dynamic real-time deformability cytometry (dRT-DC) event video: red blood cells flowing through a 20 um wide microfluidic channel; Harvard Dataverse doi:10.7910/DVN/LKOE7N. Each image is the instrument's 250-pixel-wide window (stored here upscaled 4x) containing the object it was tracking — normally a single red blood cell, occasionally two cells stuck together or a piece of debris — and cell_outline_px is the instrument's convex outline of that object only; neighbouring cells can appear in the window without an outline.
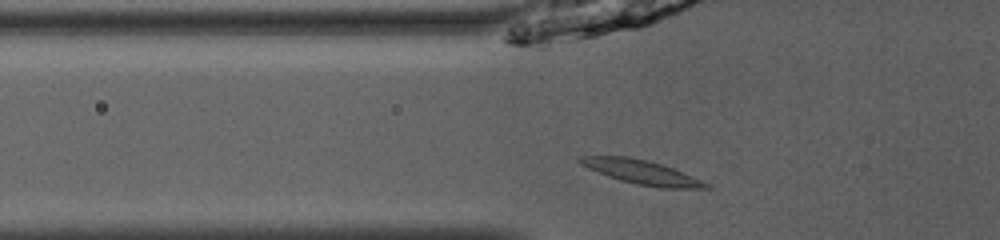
{"species": "common noctule bat (a hibernating species)", "species_latin": "Nyctalus noctula", "temperature_condition": "room temperature", "stored_images_in_passage": 35, "camera_frame_rate_fps": 3000, "um_per_image_px": 0.085, "animal": {"sex": "male", "body_mass_g": 13.0, "forearm_length_mm": 53.1}, "frame": {"image": 1, "passage_image": 3, "time_ms": 0.667, "image_size_px": [1000, 240], "cell_outline_px": [[712, 188], [664, 188], [636, 184], [620, 180], [608, 176], [588, 168], [580, 164], [576, 160], [576, 156], [628, 156], [648, 160], [672, 168], [712, 184]], "centroid_in_image_um": [54.52, 14.62], "position_along_channel_um": 71.3, "area_um2": 17.69}}
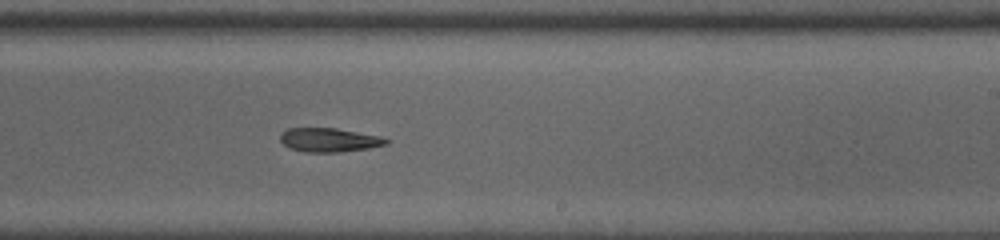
{"frame": {"image": 2, "passage_image": 17, "time_ms": 5.333, "image_size_px": [1000, 240], "cell_outline_px": [[388, 144], [368, 148], [340, 152], [304, 152], [292, 148], [284, 144], [280, 140], [280, 132], [288, 128], [336, 128], [380, 136], [388, 140]], "centroid_in_image_um": [27.96, 11.89], "position_along_channel_um": 261.0, "area_um2": 14.68}}
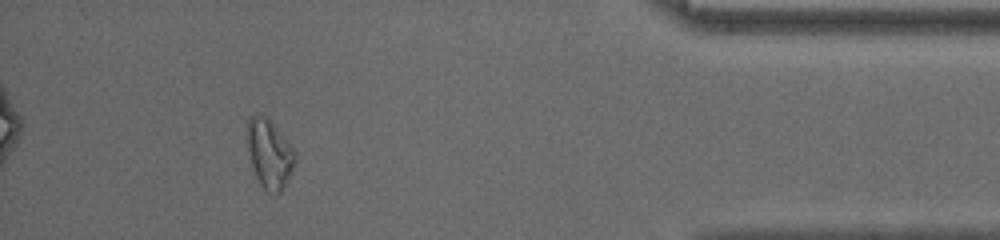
{"frame": {"image": 3, "passage_image": 31, "time_ms": 10.0, "image_size_px": [1000, 240], "cell_outline_px": [[296, 160], [292, 172], [284, 188], [280, 192], [268, 192], [260, 184], [256, 176], [252, 164], [248, 148], [248, 116], [260, 112], [268, 116], [296, 152]], "centroid_in_image_um": [22.92, 13.02], "position_along_channel_um": 412.3, "area_um2": 19.25}, "authors_computed_cell_mechanics": {"area_um2": 16.0106, "velocity_mm_per_s": 4.0723, "shape_relaxation_time_tau1_ms": null, "shape_relaxation_time_tau2_ms": 8.1023, "deformation_change_tau1": null, "deformation_change_tau2": 0.1733}}